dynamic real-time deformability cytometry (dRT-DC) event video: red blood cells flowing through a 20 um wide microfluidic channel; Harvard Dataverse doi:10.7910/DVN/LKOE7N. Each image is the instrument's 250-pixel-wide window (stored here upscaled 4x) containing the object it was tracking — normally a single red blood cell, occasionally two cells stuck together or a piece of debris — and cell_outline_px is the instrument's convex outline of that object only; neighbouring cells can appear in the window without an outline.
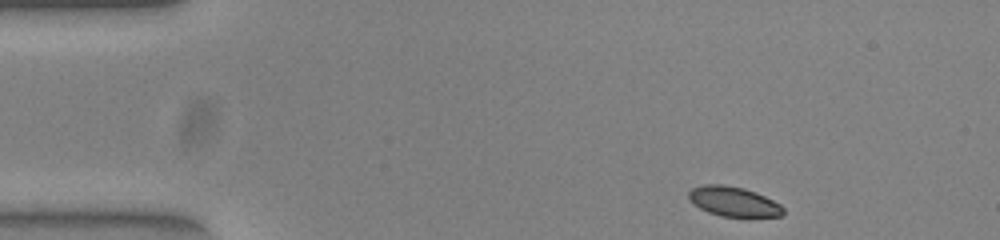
{"species": "common noctule bat (a hibernating species)", "species_latin": "Nyctalus noctula", "temperature_condition": "warm", "stored_images_in_passage": 47, "camera_frame_rate_fps": 3000, "um_per_image_px": 0.085, "animal": {"sex": "female", "body_mass_g": 23.0, "forearm_length_mm": 53.4}, "frame": {"image": 1, "passage_image": 1, "time_ms": 0.0, "image_size_px": [1000, 240], "cell_outline_px": [[784, 212], [780, 216], [720, 216], [708, 212], [692, 204], [688, 200], [688, 192], [692, 188], [704, 184], [724, 184], [744, 188], [756, 192], [780, 204], [784, 208]], "centroid_in_image_um": [62.3, 17.11], "position_along_channel_um": 22.7, "area_um2": 16.42}}
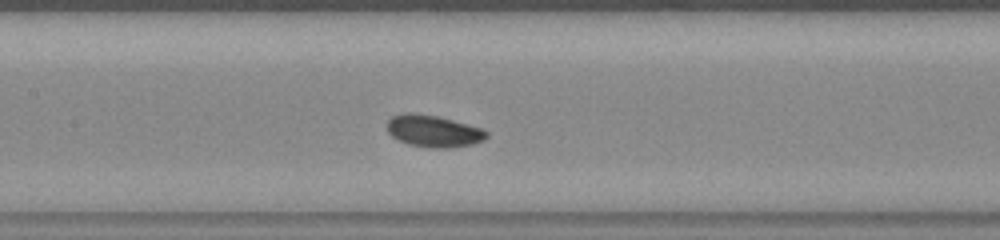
{"frame": {"image": 2, "passage_image": 19, "time_ms": 6.0, "image_size_px": [1000, 240], "cell_outline_px": [[488, 136], [484, 140], [472, 144], [448, 148], [432, 148], [408, 144], [396, 140], [388, 132], [388, 120], [392, 116], [404, 112], [408, 112], [436, 116], [452, 120], [480, 128], [488, 132]], "centroid_in_image_um": [36.82, 11.15], "position_along_channel_um": 170.6, "area_um2": 18.38}}
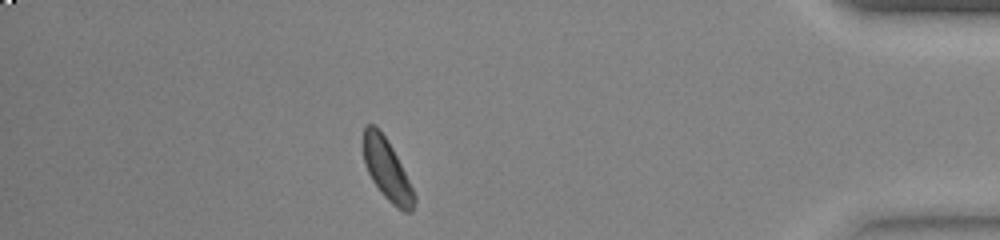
{"frame": {"image": 3, "passage_image": 41, "time_ms": 13.333, "image_size_px": [1000, 240], "cell_outline_px": [[416, 200], [412, 212], [404, 212], [396, 208], [380, 192], [372, 180], [364, 164], [364, 128], [368, 124], [372, 124], [384, 136], [392, 148], [416, 196]], "centroid_in_image_um": [32.9, 14.5], "position_along_channel_um": 402.3, "area_um2": 17.63}, "authors_computed_cell_mechanics": {"area_um2": 17.8602, "velocity_mm_per_s": 3.7893, "shape_relaxation_time_tau1_ms": 2.0787, "shape_relaxation_time_tau2_ms": null, "deformation_change_tau1": 0.0611, "deformation_change_tau2": null}}